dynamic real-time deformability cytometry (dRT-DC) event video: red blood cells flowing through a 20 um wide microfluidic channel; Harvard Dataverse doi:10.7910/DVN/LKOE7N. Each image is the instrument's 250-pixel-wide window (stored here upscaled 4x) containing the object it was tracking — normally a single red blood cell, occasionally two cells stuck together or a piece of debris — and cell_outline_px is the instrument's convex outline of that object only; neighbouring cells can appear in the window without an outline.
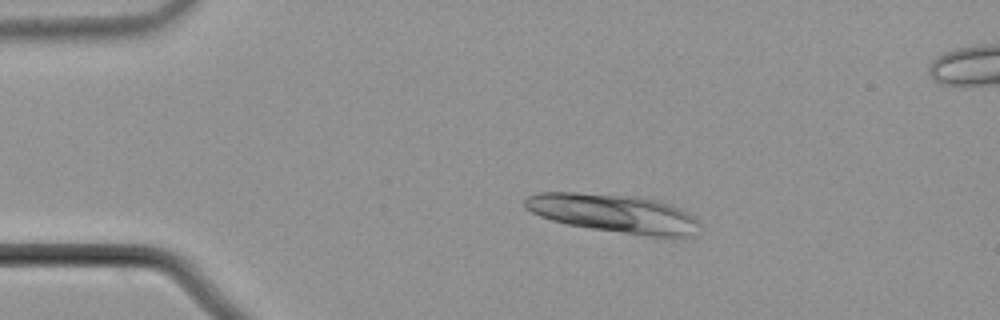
{"species": "common noctule bat (a hibernating species)", "species_latin": "Nyctalus noctula", "temperature_condition": "cold", "stored_images_in_passage": 25, "camera_frame_rate_fps": 3000, "um_per_image_px": 0.085, "animal": {"sex": "male", "body_mass_g": 21.5, "forearm_length_mm": 52.0}, "frame": {"image": 1, "passage_image": 11, "time_ms": 3.333, "image_size_px": [1000, 320], "cell_outline_px": [[700, 224], [692, 236], [684, 240], [672, 240], [592, 228], [568, 224], [552, 220], [540, 216], [524, 208], [524, 200], [528, 196], [540, 192], [576, 192], [636, 196], [660, 200], [680, 208], [688, 212]], "centroid_in_image_um": [52.27, 18.16], "position_along_channel_um": 32.7, "area_um2": 39.94}}